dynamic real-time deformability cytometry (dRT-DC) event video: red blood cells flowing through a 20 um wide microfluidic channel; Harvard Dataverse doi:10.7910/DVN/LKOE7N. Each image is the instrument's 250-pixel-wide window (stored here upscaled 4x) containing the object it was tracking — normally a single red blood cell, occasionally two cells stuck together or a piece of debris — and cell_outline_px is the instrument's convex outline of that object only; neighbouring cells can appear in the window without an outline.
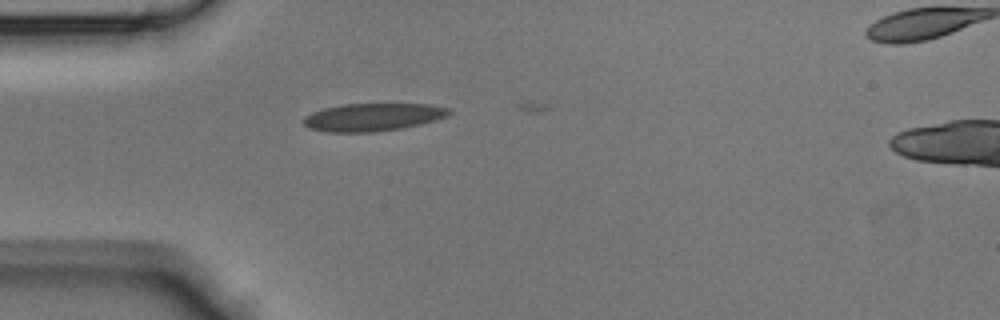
{"species": "Egyptian fruit bat (a non-hibernating species)", "species_latin": "Rousettus aegyptiacus", "temperature_condition": "room temperature", "stored_images_in_passage": 3, "camera_frame_rate_fps": 3000, "um_per_image_px": 0.085, "animal": {"sex": "male"}, "frame": {"image": 1, "passage_image": 2, "time_ms": 0.333, "image_size_px": [1000, 320], "cell_outline_px": [[452, 112], [444, 116], [420, 124], [400, 128], [372, 132], [328, 132], [312, 128], [304, 124], [304, 116], [312, 112], [324, 108], [340, 104], [432, 104], [448, 108]], "centroid_in_image_um": [31.66, 9.94], "position_along_channel_um": 53.3, "area_um2": 23.24}}